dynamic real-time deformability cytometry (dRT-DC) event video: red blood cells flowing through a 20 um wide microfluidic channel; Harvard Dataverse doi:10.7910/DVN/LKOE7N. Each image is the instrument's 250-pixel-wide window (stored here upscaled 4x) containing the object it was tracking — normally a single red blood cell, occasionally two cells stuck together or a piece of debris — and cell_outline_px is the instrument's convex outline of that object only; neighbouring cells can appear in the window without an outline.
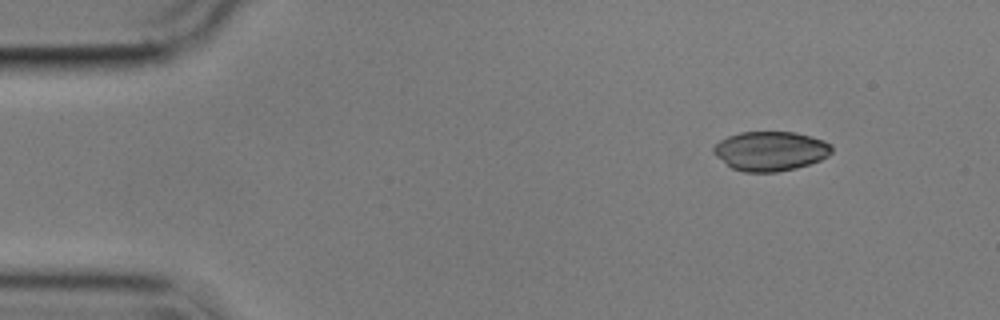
{"species": "common noctule bat (a hibernating species)", "species_latin": "Nyctalus noctula", "temperature_condition": "cold", "stored_images_in_passage": 50, "camera_frame_rate_fps": 3000, "um_per_image_px": 0.085, "animal": {"sex": "male", "body_mass_g": 17.9}, "frame": {"image": 1, "passage_image": 1, "time_ms": 0.0, "image_size_px": [1000, 320], "cell_outline_px": [[832, 152], [828, 156], [820, 160], [796, 168], [776, 172], [744, 172], [732, 168], [716, 156], [712, 152], [712, 148], [720, 140], [728, 136], [740, 132], [796, 132], [812, 136], [824, 140], [832, 144]], "centroid_in_image_um": [65.5, 12.83], "position_along_channel_um": 19.5, "area_um2": 27.28}}
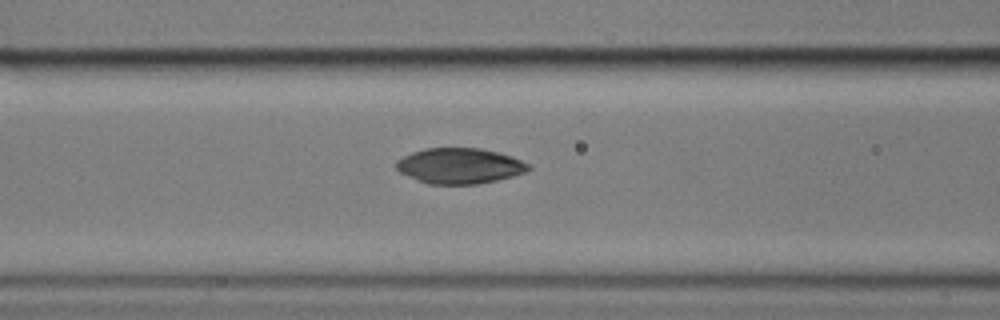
{"frame": {"image": 2, "passage_image": 17, "time_ms": 5.333, "image_size_px": [1000, 320], "cell_outline_px": [[532, 168], [524, 172], [512, 176], [496, 180], [476, 184], [428, 184], [408, 176], [400, 172], [396, 168], [396, 160], [412, 152], [424, 148], [480, 148], [512, 156], [532, 164]], "centroid_in_image_um": [39.08, 14.09], "position_along_channel_um": 127.5, "area_um2": 27.4}}
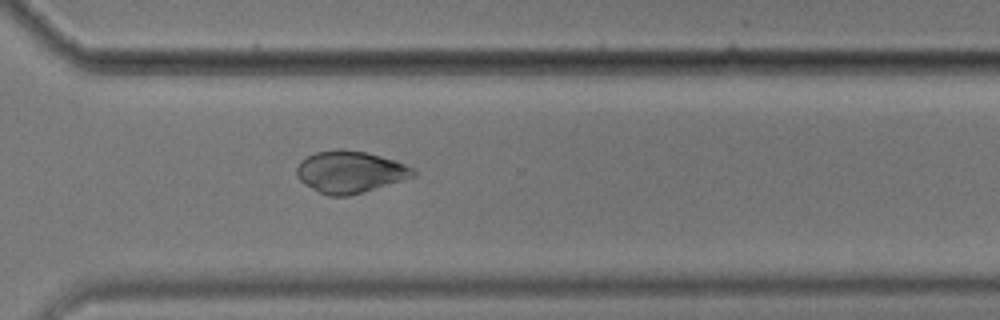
{"frame": {"image": 3, "passage_image": 35, "time_ms": 11.333, "image_size_px": [1000, 320], "cell_outline_px": [[416, 176], [348, 196], [328, 196], [304, 184], [296, 176], [296, 168], [300, 160], [316, 152], [364, 152], [396, 160], [412, 168], [416, 172]], "centroid_in_image_um": [29.75, 14.65], "position_along_channel_um": 340.9, "area_um2": 27.63}, "authors_computed_cell_mechanics": {"area_um2": 28.0619, "velocity_mm_per_s": 3.5614, "shape_relaxation_time_tau1_ms": 5.1701, "shape_relaxation_time_tau2_ms": 3.6841, "deformation_change_tau1": 0.1234, "deformation_change_tau2": 0.0484}}